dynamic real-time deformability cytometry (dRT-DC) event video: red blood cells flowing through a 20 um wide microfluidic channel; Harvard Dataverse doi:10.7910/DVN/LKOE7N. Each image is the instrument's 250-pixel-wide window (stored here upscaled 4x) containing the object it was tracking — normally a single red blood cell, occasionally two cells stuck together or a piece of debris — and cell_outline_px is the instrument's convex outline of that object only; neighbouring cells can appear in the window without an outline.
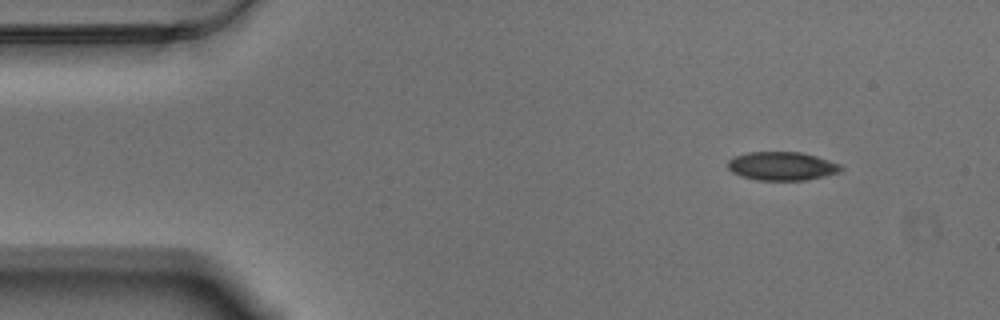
{"species": "Egyptian fruit bat (a non-hibernating species)", "species_latin": "Rousettus aegyptiacus", "temperature_condition": "warm", "stored_images_in_passage": 52, "camera_frame_rate_fps": 3000, "um_per_image_px": 0.085, "animal": {"sex": "male"}, "frame": {"image": 1, "passage_image": 1, "time_ms": 0.0, "image_size_px": [1000, 320], "cell_outline_px": [[844, 168], [840, 172], [824, 176], [804, 180], [756, 180], [740, 176], [732, 172], [728, 168], [728, 160], [736, 156], [748, 152], [800, 152], [816, 156], [840, 164]], "centroid_in_image_um": [66.46, 14.12], "position_along_channel_um": 18.5, "area_um2": 18.79}}
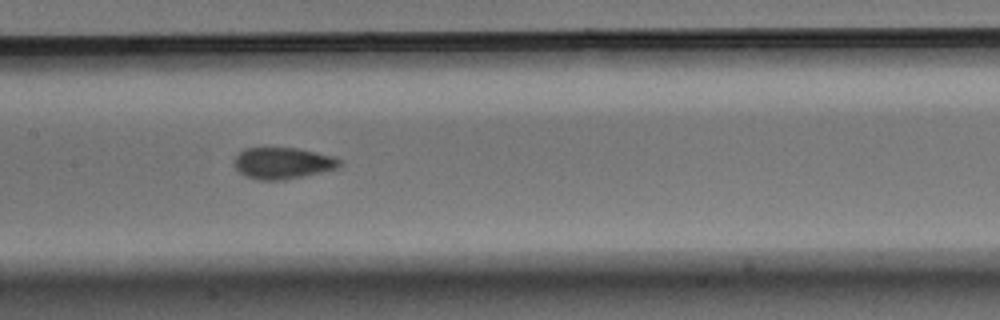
{"frame": {"image": 2, "passage_image": 22, "time_ms": 7.0, "image_size_px": [1000, 320], "cell_outline_px": [[344, 164], [340, 168], [284, 180], [260, 180], [244, 176], [232, 164], [232, 160], [244, 148], [296, 148], [332, 156], [340, 160]], "centroid_in_image_um": [24.02, 13.87], "position_along_channel_um": 183.4, "area_um2": 19.42}}
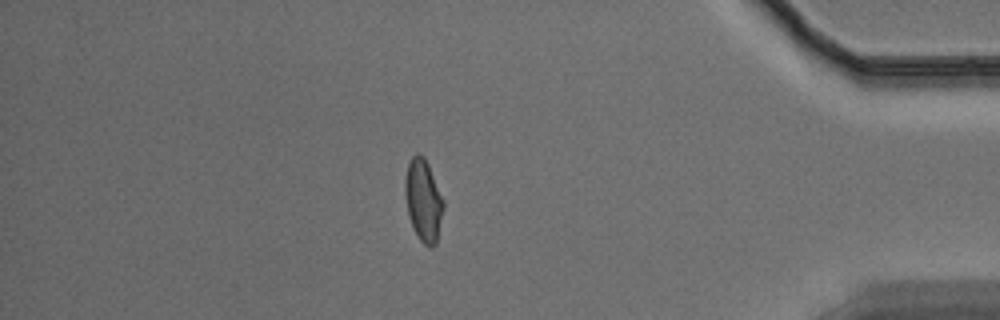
{"frame": {"image": 3, "passage_image": 44, "time_ms": 14.333, "image_size_px": [1000, 320], "cell_outline_px": [[444, 208], [436, 244], [432, 248], [424, 244], [420, 240], [412, 228], [408, 216], [404, 196], [404, 180], [408, 164], [412, 156], [416, 152], [420, 152], [424, 156], [428, 164], [444, 200]], "centroid_in_image_um": [35.97, 17.02], "position_along_channel_um": 399.2, "area_um2": 18.73}, "authors_computed_cell_mechanics": {"area_um2": 18.9873, "velocity_mm_per_s": 3.4854, "shape_relaxation_time_tau1_ms": 5.9377, "shape_relaxation_time_tau2_ms": 2.2697, "deformation_change_tau1": 0.1334, "deformation_change_tau2": 0.066}}